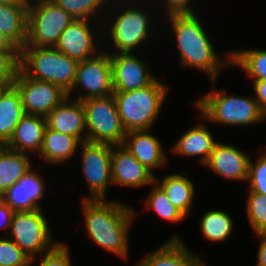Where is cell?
<instances>
[{
    "label": "cell",
    "mask_w": 266,
    "mask_h": 266,
    "mask_svg": "<svg viewBox=\"0 0 266 266\" xmlns=\"http://www.w3.org/2000/svg\"><path fill=\"white\" fill-rule=\"evenodd\" d=\"M250 190L266 196V153L260 155L257 162L249 161L248 179Z\"/></svg>",
    "instance_id": "35"
},
{
    "label": "cell",
    "mask_w": 266,
    "mask_h": 266,
    "mask_svg": "<svg viewBox=\"0 0 266 266\" xmlns=\"http://www.w3.org/2000/svg\"><path fill=\"white\" fill-rule=\"evenodd\" d=\"M230 55L231 64L240 66L254 81L266 80V50H241Z\"/></svg>",
    "instance_id": "28"
},
{
    "label": "cell",
    "mask_w": 266,
    "mask_h": 266,
    "mask_svg": "<svg viewBox=\"0 0 266 266\" xmlns=\"http://www.w3.org/2000/svg\"><path fill=\"white\" fill-rule=\"evenodd\" d=\"M148 132V130L126 132L122 145L142 165L153 172V169L164 166L167 158L160 141Z\"/></svg>",
    "instance_id": "19"
},
{
    "label": "cell",
    "mask_w": 266,
    "mask_h": 266,
    "mask_svg": "<svg viewBox=\"0 0 266 266\" xmlns=\"http://www.w3.org/2000/svg\"><path fill=\"white\" fill-rule=\"evenodd\" d=\"M30 170L31 163L26 153L0 146V197Z\"/></svg>",
    "instance_id": "24"
},
{
    "label": "cell",
    "mask_w": 266,
    "mask_h": 266,
    "mask_svg": "<svg viewBox=\"0 0 266 266\" xmlns=\"http://www.w3.org/2000/svg\"><path fill=\"white\" fill-rule=\"evenodd\" d=\"M111 171L114 184L130 187L154 184L155 175L123 145H112Z\"/></svg>",
    "instance_id": "14"
},
{
    "label": "cell",
    "mask_w": 266,
    "mask_h": 266,
    "mask_svg": "<svg viewBox=\"0 0 266 266\" xmlns=\"http://www.w3.org/2000/svg\"><path fill=\"white\" fill-rule=\"evenodd\" d=\"M29 0L25 45L55 47L61 33L75 20L52 0Z\"/></svg>",
    "instance_id": "7"
},
{
    "label": "cell",
    "mask_w": 266,
    "mask_h": 266,
    "mask_svg": "<svg viewBox=\"0 0 266 266\" xmlns=\"http://www.w3.org/2000/svg\"><path fill=\"white\" fill-rule=\"evenodd\" d=\"M0 51H20V49L0 32Z\"/></svg>",
    "instance_id": "41"
},
{
    "label": "cell",
    "mask_w": 266,
    "mask_h": 266,
    "mask_svg": "<svg viewBox=\"0 0 266 266\" xmlns=\"http://www.w3.org/2000/svg\"><path fill=\"white\" fill-rule=\"evenodd\" d=\"M257 235L261 237V243L257 253L256 266H266V232L257 233Z\"/></svg>",
    "instance_id": "40"
},
{
    "label": "cell",
    "mask_w": 266,
    "mask_h": 266,
    "mask_svg": "<svg viewBox=\"0 0 266 266\" xmlns=\"http://www.w3.org/2000/svg\"><path fill=\"white\" fill-rule=\"evenodd\" d=\"M191 0H166L167 13H183V12H193V10L188 5Z\"/></svg>",
    "instance_id": "39"
},
{
    "label": "cell",
    "mask_w": 266,
    "mask_h": 266,
    "mask_svg": "<svg viewBox=\"0 0 266 266\" xmlns=\"http://www.w3.org/2000/svg\"><path fill=\"white\" fill-rule=\"evenodd\" d=\"M250 158L232 145L217 142L205 165L225 179L247 180Z\"/></svg>",
    "instance_id": "15"
},
{
    "label": "cell",
    "mask_w": 266,
    "mask_h": 266,
    "mask_svg": "<svg viewBox=\"0 0 266 266\" xmlns=\"http://www.w3.org/2000/svg\"><path fill=\"white\" fill-rule=\"evenodd\" d=\"M82 144V170L92 196L84 199H106V190L112 183V145L87 141Z\"/></svg>",
    "instance_id": "11"
},
{
    "label": "cell",
    "mask_w": 266,
    "mask_h": 266,
    "mask_svg": "<svg viewBox=\"0 0 266 266\" xmlns=\"http://www.w3.org/2000/svg\"><path fill=\"white\" fill-rule=\"evenodd\" d=\"M25 114L21 95L16 87L6 86L0 92V146L8 143Z\"/></svg>",
    "instance_id": "22"
},
{
    "label": "cell",
    "mask_w": 266,
    "mask_h": 266,
    "mask_svg": "<svg viewBox=\"0 0 266 266\" xmlns=\"http://www.w3.org/2000/svg\"><path fill=\"white\" fill-rule=\"evenodd\" d=\"M78 63L55 47L25 45L20 50V69L30 78L59 86L67 97L75 81Z\"/></svg>",
    "instance_id": "3"
},
{
    "label": "cell",
    "mask_w": 266,
    "mask_h": 266,
    "mask_svg": "<svg viewBox=\"0 0 266 266\" xmlns=\"http://www.w3.org/2000/svg\"><path fill=\"white\" fill-rule=\"evenodd\" d=\"M110 53L100 52L95 57L80 61L77 66L73 88H84L86 94L78 96L79 101L112 95V66ZM80 87V88H79Z\"/></svg>",
    "instance_id": "10"
},
{
    "label": "cell",
    "mask_w": 266,
    "mask_h": 266,
    "mask_svg": "<svg viewBox=\"0 0 266 266\" xmlns=\"http://www.w3.org/2000/svg\"><path fill=\"white\" fill-rule=\"evenodd\" d=\"M87 233L109 252L127 259L128 230L134 210L117 201L83 199Z\"/></svg>",
    "instance_id": "1"
},
{
    "label": "cell",
    "mask_w": 266,
    "mask_h": 266,
    "mask_svg": "<svg viewBox=\"0 0 266 266\" xmlns=\"http://www.w3.org/2000/svg\"><path fill=\"white\" fill-rule=\"evenodd\" d=\"M181 174L167 175L158 186L165 192L169 201L185 216L188 215L192 206L194 185Z\"/></svg>",
    "instance_id": "27"
},
{
    "label": "cell",
    "mask_w": 266,
    "mask_h": 266,
    "mask_svg": "<svg viewBox=\"0 0 266 266\" xmlns=\"http://www.w3.org/2000/svg\"><path fill=\"white\" fill-rule=\"evenodd\" d=\"M217 142L205 125H197L186 131L174 145L175 153L183 156H201V163L205 164Z\"/></svg>",
    "instance_id": "25"
},
{
    "label": "cell",
    "mask_w": 266,
    "mask_h": 266,
    "mask_svg": "<svg viewBox=\"0 0 266 266\" xmlns=\"http://www.w3.org/2000/svg\"><path fill=\"white\" fill-rule=\"evenodd\" d=\"M6 86L0 84V92L5 88Z\"/></svg>",
    "instance_id": "43"
},
{
    "label": "cell",
    "mask_w": 266,
    "mask_h": 266,
    "mask_svg": "<svg viewBox=\"0 0 266 266\" xmlns=\"http://www.w3.org/2000/svg\"><path fill=\"white\" fill-rule=\"evenodd\" d=\"M89 23V20L75 19L61 33L55 48L78 62L93 57L97 48Z\"/></svg>",
    "instance_id": "16"
},
{
    "label": "cell",
    "mask_w": 266,
    "mask_h": 266,
    "mask_svg": "<svg viewBox=\"0 0 266 266\" xmlns=\"http://www.w3.org/2000/svg\"><path fill=\"white\" fill-rule=\"evenodd\" d=\"M20 68V51H0V84L11 86Z\"/></svg>",
    "instance_id": "34"
},
{
    "label": "cell",
    "mask_w": 266,
    "mask_h": 266,
    "mask_svg": "<svg viewBox=\"0 0 266 266\" xmlns=\"http://www.w3.org/2000/svg\"><path fill=\"white\" fill-rule=\"evenodd\" d=\"M85 111L86 141L122 145L126 136L113 95L82 101Z\"/></svg>",
    "instance_id": "6"
},
{
    "label": "cell",
    "mask_w": 266,
    "mask_h": 266,
    "mask_svg": "<svg viewBox=\"0 0 266 266\" xmlns=\"http://www.w3.org/2000/svg\"><path fill=\"white\" fill-rule=\"evenodd\" d=\"M114 92L133 91L150 85L156 78L147 65L132 53L110 54Z\"/></svg>",
    "instance_id": "13"
},
{
    "label": "cell",
    "mask_w": 266,
    "mask_h": 266,
    "mask_svg": "<svg viewBox=\"0 0 266 266\" xmlns=\"http://www.w3.org/2000/svg\"><path fill=\"white\" fill-rule=\"evenodd\" d=\"M29 4L0 3V32L20 50L27 40V15Z\"/></svg>",
    "instance_id": "23"
},
{
    "label": "cell",
    "mask_w": 266,
    "mask_h": 266,
    "mask_svg": "<svg viewBox=\"0 0 266 266\" xmlns=\"http://www.w3.org/2000/svg\"><path fill=\"white\" fill-rule=\"evenodd\" d=\"M41 209L34 211H15L12 217L8 238L31 258L36 253L47 252L57 243L51 244L49 224Z\"/></svg>",
    "instance_id": "8"
},
{
    "label": "cell",
    "mask_w": 266,
    "mask_h": 266,
    "mask_svg": "<svg viewBox=\"0 0 266 266\" xmlns=\"http://www.w3.org/2000/svg\"><path fill=\"white\" fill-rule=\"evenodd\" d=\"M40 175L34 171L26 173L1 197L14 211H34L41 209L38 199L43 198L45 189Z\"/></svg>",
    "instance_id": "18"
},
{
    "label": "cell",
    "mask_w": 266,
    "mask_h": 266,
    "mask_svg": "<svg viewBox=\"0 0 266 266\" xmlns=\"http://www.w3.org/2000/svg\"><path fill=\"white\" fill-rule=\"evenodd\" d=\"M81 143L76 137L54 131L46 126L39 151L47 163H64L70 159Z\"/></svg>",
    "instance_id": "26"
},
{
    "label": "cell",
    "mask_w": 266,
    "mask_h": 266,
    "mask_svg": "<svg viewBox=\"0 0 266 266\" xmlns=\"http://www.w3.org/2000/svg\"><path fill=\"white\" fill-rule=\"evenodd\" d=\"M176 236L145 257L137 266H205Z\"/></svg>",
    "instance_id": "21"
},
{
    "label": "cell",
    "mask_w": 266,
    "mask_h": 266,
    "mask_svg": "<svg viewBox=\"0 0 266 266\" xmlns=\"http://www.w3.org/2000/svg\"><path fill=\"white\" fill-rule=\"evenodd\" d=\"M45 128V117L25 114L15 127L12 137L5 146L21 153H25L26 150L39 152Z\"/></svg>",
    "instance_id": "20"
},
{
    "label": "cell",
    "mask_w": 266,
    "mask_h": 266,
    "mask_svg": "<svg viewBox=\"0 0 266 266\" xmlns=\"http://www.w3.org/2000/svg\"><path fill=\"white\" fill-rule=\"evenodd\" d=\"M212 89V92L196 102L202 118L224 125H249L266 118L255 98L228 96L225 90L223 93Z\"/></svg>",
    "instance_id": "5"
},
{
    "label": "cell",
    "mask_w": 266,
    "mask_h": 266,
    "mask_svg": "<svg viewBox=\"0 0 266 266\" xmlns=\"http://www.w3.org/2000/svg\"><path fill=\"white\" fill-rule=\"evenodd\" d=\"M254 89L256 91L255 100L266 115V80L254 81Z\"/></svg>",
    "instance_id": "38"
},
{
    "label": "cell",
    "mask_w": 266,
    "mask_h": 266,
    "mask_svg": "<svg viewBox=\"0 0 266 266\" xmlns=\"http://www.w3.org/2000/svg\"><path fill=\"white\" fill-rule=\"evenodd\" d=\"M201 231L210 241H224L232 232L233 222L230 216L219 210L208 211L201 219Z\"/></svg>",
    "instance_id": "29"
},
{
    "label": "cell",
    "mask_w": 266,
    "mask_h": 266,
    "mask_svg": "<svg viewBox=\"0 0 266 266\" xmlns=\"http://www.w3.org/2000/svg\"><path fill=\"white\" fill-rule=\"evenodd\" d=\"M66 244L58 243L41 258L39 266H71L70 254Z\"/></svg>",
    "instance_id": "36"
},
{
    "label": "cell",
    "mask_w": 266,
    "mask_h": 266,
    "mask_svg": "<svg viewBox=\"0 0 266 266\" xmlns=\"http://www.w3.org/2000/svg\"><path fill=\"white\" fill-rule=\"evenodd\" d=\"M158 181L155 178L154 184L156 185L148 198L146 199V206L148 209H154L160 217L171 222H178L184 219L185 215L179 211L168 199L165 192L156 184Z\"/></svg>",
    "instance_id": "30"
},
{
    "label": "cell",
    "mask_w": 266,
    "mask_h": 266,
    "mask_svg": "<svg viewBox=\"0 0 266 266\" xmlns=\"http://www.w3.org/2000/svg\"><path fill=\"white\" fill-rule=\"evenodd\" d=\"M167 14L172 23V32L176 37L182 66H191L206 72L210 76L213 87L221 67L231 65V55L228 60H220L205 29L193 12Z\"/></svg>",
    "instance_id": "2"
},
{
    "label": "cell",
    "mask_w": 266,
    "mask_h": 266,
    "mask_svg": "<svg viewBox=\"0 0 266 266\" xmlns=\"http://www.w3.org/2000/svg\"><path fill=\"white\" fill-rule=\"evenodd\" d=\"M14 210L0 197V228L11 227Z\"/></svg>",
    "instance_id": "37"
},
{
    "label": "cell",
    "mask_w": 266,
    "mask_h": 266,
    "mask_svg": "<svg viewBox=\"0 0 266 266\" xmlns=\"http://www.w3.org/2000/svg\"><path fill=\"white\" fill-rule=\"evenodd\" d=\"M167 88L156 78L143 88L112 93L126 132L149 130L153 126L168 93Z\"/></svg>",
    "instance_id": "4"
},
{
    "label": "cell",
    "mask_w": 266,
    "mask_h": 266,
    "mask_svg": "<svg viewBox=\"0 0 266 266\" xmlns=\"http://www.w3.org/2000/svg\"><path fill=\"white\" fill-rule=\"evenodd\" d=\"M13 85L21 95V102L26 114L30 115L46 117L67 98V93L59 86L30 78L20 68Z\"/></svg>",
    "instance_id": "9"
},
{
    "label": "cell",
    "mask_w": 266,
    "mask_h": 266,
    "mask_svg": "<svg viewBox=\"0 0 266 266\" xmlns=\"http://www.w3.org/2000/svg\"><path fill=\"white\" fill-rule=\"evenodd\" d=\"M111 25L110 37L119 51L115 53H131L147 39L150 27L149 15L142 9L129 7L118 14Z\"/></svg>",
    "instance_id": "12"
},
{
    "label": "cell",
    "mask_w": 266,
    "mask_h": 266,
    "mask_svg": "<svg viewBox=\"0 0 266 266\" xmlns=\"http://www.w3.org/2000/svg\"><path fill=\"white\" fill-rule=\"evenodd\" d=\"M247 214L255 233L266 232V196L249 192Z\"/></svg>",
    "instance_id": "31"
},
{
    "label": "cell",
    "mask_w": 266,
    "mask_h": 266,
    "mask_svg": "<svg viewBox=\"0 0 266 266\" xmlns=\"http://www.w3.org/2000/svg\"><path fill=\"white\" fill-rule=\"evenodd\" d=\"M31 258L27 256L13 240L0 239V266H31Z\"/></svg>",
    "instance_id": "33"
},
{
    "label": "cell",
    "mask_w": 266,
    "mask_h": 266,
    "mask_svg": "<svg viewBox=\"0 0 266 266\" xmlns=\"http://www.w3.org/2000/svg\"><path fill=\"white\" fill-rule=\"evenodd\" d=\"M1 4H29V0H0Z\"/></svg>",
    "instance_id": "42"
},
{
    "label": "cell",
    "mask_w": 266,
    "mask_h": 266,
    "mask_svg": "<svg viewBox=\"0 0 266 266\" xmlns=\"http://www.w3.org/2000/svg\"><path fill=\"white\" fill-rule=\"evenodd\" d=\"M69 98L63 100L45 117L46 126L54 131L76 137L83 143L86 141V136L81 135L86 131L84 107L82 101L71 102Z\"/></svg>",
    "instance_id": "17"
},
{
    "label": "cell",
    "mask_w": 266,
    "mask_h": 266,
    "mask_svg": "<svg viewBox=\"0 0 266 266\" xmlns=\"http://www.w3.org/2000/svg\"><path fill=\"white\" fill-rule=\"evenodd\" d=\"M59 7L63 8L74 19L90 20L99 6L107 0H52Z\"/></svg>",
    "instance_id": "32"
}]
</instances>
